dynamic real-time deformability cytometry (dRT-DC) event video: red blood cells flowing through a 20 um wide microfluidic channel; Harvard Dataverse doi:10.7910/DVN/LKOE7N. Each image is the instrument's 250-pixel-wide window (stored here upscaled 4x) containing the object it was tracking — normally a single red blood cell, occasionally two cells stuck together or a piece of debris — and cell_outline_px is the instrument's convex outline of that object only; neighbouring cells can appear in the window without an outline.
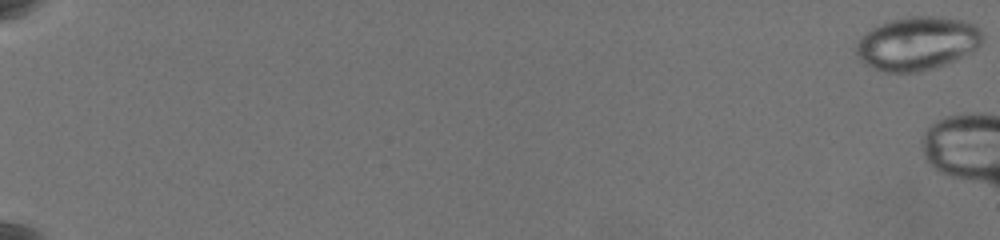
{"species": "common noctule bat (a hibernating species)", "species_latin": "Nyctalus noctula", "temperature_condition": "warm", "stored_images_in_passage": 16, "camera_frame_rate_fps": 3000, "um_per_image_px": 0.085, "animal": {"sex": "female", "body_mass_g": 19.5, "forearm_length_mm": 54.1}, "frame": {"image": 1, "passage_image": 1, "time_ms": 0.0, "image_size_px": [1000, 240], "cell_outline_px": [[984, 36], [980, 44], [976, 48], [944, 64], [932, 68], [916, 72], [884, 72], [860, 60], [856, 56], [856, 44], [860, 36], [872, 28], [880, 24], [892, 20], [908, 16], [940, 16], [964, 20], [976, 24], [980, 28]], "centroid_in_image_um": [77.97, 3.66], "position_along_channel_um": 7.0, "area_um2": 39.19}}